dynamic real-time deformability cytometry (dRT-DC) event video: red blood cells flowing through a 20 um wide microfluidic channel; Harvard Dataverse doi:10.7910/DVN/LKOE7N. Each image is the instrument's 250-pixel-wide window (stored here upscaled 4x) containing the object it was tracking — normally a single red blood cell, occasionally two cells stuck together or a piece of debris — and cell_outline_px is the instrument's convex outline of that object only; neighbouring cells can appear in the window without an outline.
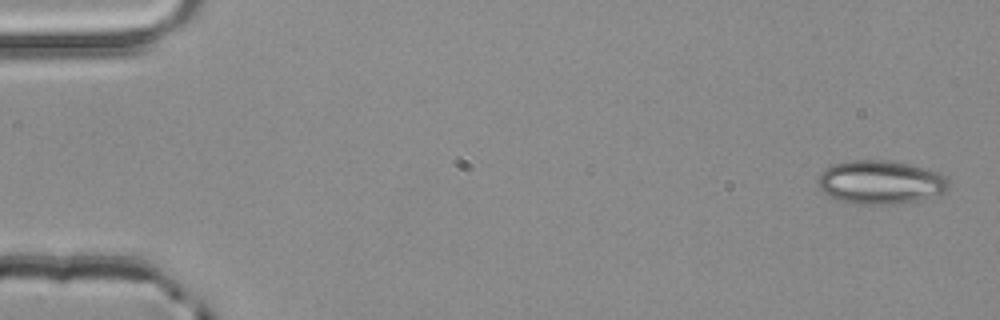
{"species": "common noctule bat (a hibernating species)", "species_latin": "Nyctalus noctula", "temperature_condition": "room temperature", "stored_images_in_passage": 3, "camera_frame_rate_fps": 3000, "um_per_image_px": 0.085, "animal": {"sex": "male", "body_mass_g": 20.4}, "frame": {"image": 1, "passage_image": 1, "time_ms": 0.0, "image_size_px": [1000, 320], "cell_outline_px": [[948, 188], [940, 192], [916, 200], [896, 204], [856, 204], [836, 200], [824, 192], [820, 188], [820, 172], [824, 168], [832, 164], [852, 160], [888, 160], [908, 164], [940, 172], [948, 176]], "centroid_in_image_um": [74.81, 15.47], "position_along_channel_um": 10.2, "area_um2": 32.95}}